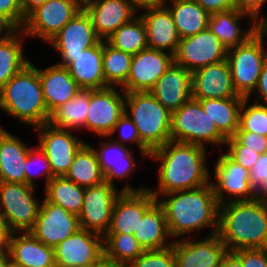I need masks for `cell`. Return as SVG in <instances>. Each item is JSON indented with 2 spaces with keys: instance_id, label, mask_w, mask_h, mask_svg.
<instances>
[{
  "instance_id": "cell-4",
  "label": "cell",
  "mask_w": 267,
  "mask_h": 267,
  "mask_svg": "<svg viewBox=\"0 0 267 267\" xmlns=\"http://www.w3.org/2000/svg\"><path fill=\"white\" fill-rule=\"evenodd\" d=\"M34 65L28 64L0 89V111L30 128L48 123L50 117Z\"/></svg>"
},
{
  "instance_id": "cell-31",
  "label": "cell",
  "mask_w": 267,
  "mask_h": 267,
  "mask_svg": "<svg viewBox=\"0 0 267 267\" xmlns=\"http://www.w3.org/2000/svg\"><path fill=\"white\" fill-rule=\"evenodd\" d=\"M133 235L145 251L173 245L164 210L157 201L144 213Z\"/></svg>"
},
{
  "instance_id": "cell-25",
  "label": "cell",
  "mask_w": 267,
  "mask_h": 267,
  "mask_svg": "<svg viewBox=\"0 0 267 267\" xmlns=\"http://www.w3.org/2000/svg\"><path fill=\"white\" fill-rule=\"evenodd\" d=\"M141 11L138 14L146 26L148 48L166 51L174 55L181 38L168 7L163 4Z\"/></svg>"
},
{
  "instance_id": "cell-30",
  "label": "cell",
  "mask_w": 267,
  "mask_h": 267,
  "mask_svg": "<svg viewBox=\"0 0 267 267\" xmlns=\"http://www.w3.org/2000/svg\"><path fill=\"white\" fill-rule=\"evenodd\" d=\"M0 126V182L25 184V163L30 146Z\"/></svg>"
},
{
  "instance_id": "cell-7",
  "label": "cell",
  "mask_w": 267,
  "mask_h": 267,
  "mask_svg": "<svg viewBox=\"0 0 267 267\" xmlns=\"http://www.w3.org/2000/svg\"><path fill=\"white\" fill-rule=\"evenodd\" d=\"M265 37L257 31L245 43L228 49L229 64L234 90L247 98L256 88L264 63L267 60Z\"/></svg>"
},
{
  "instance_id": "cell-16",
  "label": "cell",
  "mask_w": 267,
  "mask_h": 267,
  "mask_svg": "<svg viewBox=\"0 0 267 267\" xmlns=\"http://www.w3.org/2000/svg\"><path fill=\"white\" fill-rule=\"evenodd\" d=\"M194 239L195 236L173 242L175 267H221L227 247L217 233Z\"/></svg>"
},
{
  "instance_id": "cell-63",
  "label": "cell",
  "mask_w": 267,
  "mask_h": 267,
  "mask_svg": "<svg viewBox=\"0 0 267 267\" xmlns=\"http://www.w3.org/2000/svg\"><path fill=\"white\" fill-rule=\"evenodd\" d=\"M7 267H20V266H18V265H15V264H13L12 262H10L9 264H8V266Z\"/></svg>"
},
{
  "instance_id": "cell-38",
  "label": "cell",
  "mask_w": 267,
  "mask_h": 267,
  "mask_svg": "<svg viewBox=\"0 0 267 267\" xmlns=\"http://www.w3.org/2000/svg\"><path fill=\"white\" fill-rule=\"evenodd\" d=\"M106 41L113 47L134 55L148 47L145 23L138 14L116 30Z\"/></svg>"
},
{
  "instance_id": "cell-33",
  "label": "cell",
  "mask_w": 267,
  "mask_h": 267,
  "mask_svg": "<svg viewBox=\"0 0 267 267\" xmlns=\"http://www.w3.org/2000/svg\"><path fill=\"white\" fill-rule=\"evenodd\" d=\"M181 39L207 29L209 14L194 0H166Z\"/></svg>"
},
{
  "instance_id": "cell-14",
  "label": "cell",
  "mask_w": 267,
  "mask_h": 267,
  "mask_svg": "<svg viewBox=\"0 0 267 267\" xmlns=\"http://www.w3.org/2000/svg\"><path fill=\"white\" fill-rule=\"evenodd\" d=\"M121 91V92H119ZM125 112V92L117 87L91 89L86 130L100 137L109 136Z\"/></svg>"
},
{
  "instance_id": "cell-32",
  "label": "cell",
  "mask_w": 267,
  "mask_h": 267,
  "mask_svg": "<svg viewBox=\"0 0 267 267\" xmlns=\"http://www.w3.org/2000/svg\"><path fill=\"white\" fill-rule=\"evenodd\" d=\"M25 39L21 29H12L0 39V89L31 63L23 50Z\"/></svg>"
},
{
  "instance_id": "cell-34",
  "label": "cell",
  "mask_w": 267,
  "mask_h": 267,
  "mask_svg": "<svg viewBox=\"0 0 267 267\" xmlns=\"http://www.w3.org/2000/svg\"><path fill=\"white\" fill-rule=\"evenodd\" d=\"M91 89L81 88L76 95L55 109L48 123L56 128L69 131L86 130V117L89 110Z\"/></svg>"
},
{
  "instance_id": "cell-61",
  "label": "cell",
  "mask_w": 267,
  "mask_h": 267,
  "mask_svg": "<svg viewBox=\"0 0 267 267\" xmlns=\"http://www.w3.org/2000/svg\"><path fill=\"white\" fill-rule=\"evenodd\" d=\"M10 262L9 253H0V267H7Z\"/></svg>"
},
{
  "instance_id": "cell-60",
  "label": "cell",
  "mask_w": 267,
  "mask_h": 267,
  "mask_svg": "<svg viewBox=\"0 0 267 267\" xmlns=\"http://www.w3.org/2000/svg\"><path fill=\"white\" fill-rule=\"evenodd\" d=\"M11 30L12 29L3 20L0 19V39L3 38Z\"/></svg>"
},
{
  "instance_id": "cell-6",
  "label": "cell",
  "mask_w": 267,
  "mask_h": 267,
  "mask_svg": "<svg viewBox=\"0 0 267 267\" xmlns=\"http://www.w3.org/2000/svg\"><path fill=\"white\" fill-rule=\"evenodd\" d=\"M171 140L203 147L208 144L221 147L225 145L227 138L203 111L200 102L191 98L178 110L172 112Z\"/></svg>"
},
{
  "instance_id": "cell-10",
  "label": "cell",
  "mask_w": 267,
  "mask_h": 267,
  "mask_svg": "<svg viewBox=\"0 0 267 267\" xmlns=\"http://www.w3.org/2000/svg\"><path fill=\"white\" fill-rule=\"evenodd\" d=\"M81 9L83 6L78 0H49L26 17L21 30L26 37L47 43Z\"/></svg>"
},
{
  "instance_id": "cell-26",
  "label": "cell",
  "mask_w": 267,
  "mask_h": 267,
  "mask_svg": "<svg viewBox=\"0 0 267 267\" xmlns=\"http://www.w3.org/2000/svg\"><path fill=\"white\" fill-rule=\"evenodd\" d=\"M149 92L172 113L192 98L191 72L173 63Z\"/></svg>"
},
{
  "instance_id": "cell-37",
  "label": "cell",
  "mask_w": 267,
  "mask_h": 267,
  "mask_svg": "<svg viewBox=\"0 0 267 267\" xmlns=\"http://www.w3.org/2000/svg\"><path fill=\"white\" fill-rule=\"evenodd\" d=\"M44 188V199L46 201L62 206L72 214L79 215L85 188L80 187L64 176L53 177Z\"/></svg>"
},
{
  "instance_id": "cell-3",
  "label": "cell",
  "mask_w": 267,
  "mask_h": 267,
  "mask_svg": "<svg viewBox=\"0 0 267 267\" xmlns=\"http://www.w3.org/2000/svg\"><path fill=\"white\" fill-rule=\"evenodd\" d=\"M217 234L228 251L267 248V203L253 199L220 204Z\"/></svg>"
},
{
  "instance_id": "cell-29",
  "label": "cell",
  "mask_w": 267,
  "mask_h": 267,
  "mask_svg": "<svg viewBox=\"0 0 267 267\" xmlns=\"http://www.w3.org/2000/svg\"><path fill=\"white\" fill-rule=\"evenodd\" d=\"M245 17L251 22L248 23L249 29H243L240 23L246 19ZM207 28L228 50L245 43L258 31V24L249 15L239 12L236 9H232L211 14L208 19Z\"/></svg>"
},
{
  "instance_id": "cell-57",
  "label": "cell",
  "mask_w": 267,
  "mask_h": 267,
  "mask_svg": "<svg viewBox=\"0 0 267 267\" xmlns=\"http://www.w3.org/2000/svg\"><path fill=\"white\" fill-rule=\"evenodd\" d=\"M91 267H124L113 259L106 257L104 254Z\"/></svg>"
},
{
  "instance_id": "cell-15",
  "label": "cell",
  "mask_w": 267,
  "mask_h": 267,
  "mask_svg": "<svg viewBox=\"0 0 267 267\" xmlns=\"http://www.w3.org/2000/svg\"><path fill=\"white\" fill-rule=\"evenodd\" d=\"M33 228L29 231L45 245L55 248L60 242L81 229L79 218L62 206L41 199Z\"/></svg>"
},
{
  "instance_id": "cell-51",
  "label": "cell",
  "mask_w": 267,
  "mask_h": 267,
  "mask_svg": "<svg viewBox=\"0 0 267 267\" xmlns=\"http://www.w3.org/2000/svg\"><path fill=\"white\" fill-rule=\"evenodd\" d=\"M209 15L234 9L233 0H194Z\"/></svg>"
},
{
  "instance_id": "cell-43",
  "label": "cell",
  "mask_w": 267,
  "mask_h": 267,
  "mask_svg": "<svg viewBox=\"0 0 267 267\" xmlns=\"http://www.w3.org/2000/svg\"><path fill=\"white\" fill-rule=\"evenodd\" d=\"M116 132L119 133L118 140L113 138V135ZM108 137L123 146H127L125 142L129 145L130 143H133L134 145L136 144V148L138 147L137 150H139V154L140 156H142L143 159L144 157L145 159H148L150 157L151 151L141 142L136 125L125 112L116 122L111 134Z\"/></svg>"
},
{
  "instance_id": "cell-45",
  "label": "cell",
  "mask_w": 267,
  "mask_h": 267,
  "mask_svg": "<svg viewBox=\"0 0 267 267\" xmlns=\"http://www.w3.org/2000/svg\"><path fill=\"white\" fill-rule=\"evenodd\" d=\"M224 146L228 148L225 154L232 161L249 171L260 157V154H258L256 150L245 149V146L241 145L234 137L228 138Z\"/></svg>"
},
{
  "instance_id": "cell-52",
  "label": "cell",
  "mask_w": 267,
  "mask_h": 267,
  "mask_svg": "<svg viewBox=\"0 0 267 267\" xmlns=\"http://www.w3.org/2000/svg\"><path fill=\"white\" fill-rule=\"evenodd\" d=\"M253 95H258L255 102L267 104V60L263 65L255 90L247 98H252Z\"/></svg>"
},
{
  "instance_id": "cell-28",
  "label": "cell",
  "mask_w": 267,
  "mask_h": 267,
  "mask_svg": "<svg viewBox=\"0 0 267 267\" xmlns=\"http://www.w3.org/2000/svg\"><path fill=\"white\" fill-rule=\"evenodd\" d=\"M38 75L49 114L72 99L81 89L67 67L56 63L45 69L38 68Z\"/></svg>"
},
{
  "instance_id": "cell-49",
  "label": "cell",
  "mask_w": 267,
  "mask_h": 267,
  "mask_svg": "<svg viewBox=\"0 0 267 267\" xmlns=\"http://www.w3.org/2000/svg\"><path fill=\"white\" fill-rule=\"evenodd\" d=\"M267 0H233L234 9L249 15L257 24L265 17L261 10Z\"/></svg>"
},
{
  "instance_id": "cell-8",
  "label": "cell",
  "mask_w": 267,
  "mask_h": 267,
  "mask_svg": "<svg viewBox=\"0 0 267 267\" xmlns=\"http://www.w3.org/2000/svg\"><path fill=\"white\" fill-rule=\"evenodd\" d=\"M148 187L134 188L129 183L120 190L107 182L85 188L83 204L78 215L81 229L104 236L109 228L114 204L122 192H138Z\"/></svg>"
},
{
  "instance_id": "cell-53",
  "label": "cell",
  "mask_w": 267,
  "mask_h": 267,
  "mask_svg": "<svg viewBox=\"0 0 267 267\" xmlns=\"http://www.w3.org/2000/svg\"><path fill=\"white\" fill-rule=\"evenodd\" d=\"M11 233L4 218L0 215V253H9L8 245Z\"/></svg>"
},
{
  "instance_id": "cell-56",
  "label": "cell",
  "mask_w": 267,
  "mask_h": 267,
  "mask_svg": "<svg viewBox=\"0 0 267 267\" xmlns=\"http://www.w3.org/2000/svg\"><path fill=\"white\" fill-rule=\"evenodd\" d=\"M221 267H242L241 259L233 251H228L223 257Z\"/></svg>"
},
{
  "instance_id": "cell-13",
  "label": "cell",
  "mask_w": 267,
  "mask_h": 267,
  "mask_svg": "<svg viewBox=\"0 0 267 267\" xmlns=\"http://www.w3.org/2000/svg\"><path fill=\"white\" fill-rule=\"evenodd\" d=\"M212 167L215 181L210 182L219 204L255 199L248 169L232 161L225 152L220 154Z\"/></svg>"
},
{
  "instance_id": "cell-17",
  "label": "cell",
  "mask_w": 267,
  "mask_h": 267,
  "mask_svg": "<svg viewBox=\"0 0 267 267\" xmlns=\"http://www.w3.org/2000/svg\"><path fill=\"white\" fill-rule=\"evenodd\" d=\"M173 63L172 53L147 47L133 55L129 76L121 89L124 92L150 91Z\"/></svg>"
},
{
  "instance_id": "cell-19",
  "label": "cell",
  "mask_w": 267,
  "mask_h": 267,
  "mask_svg": "<svg viewBox=\"0 0 267 267\" xmlns=\"http://www.w3.org/2000/svg\"><path fill=\"white\" fill-rule=\"evenodd\" d=\"M100 40L89 14L83 8L47 44H50L60 57H75Z\"/></svg>"
},
{
  "instance_id": "cell-39",
  "label": "cell",
  "mask_w": 267,
  "mask_h": 267,
  "mask_svg": "<svg viewBox=\"0 0 267 267\" xmlns=\"http://www.w3.org/2000/svg\"><path fill=\"white\" fill-rule=\"evenodd\" d=\"M104 255L128 267L145 250L133 234L106 233L103 236Z\"/></svg>"
},
{
  "instance_id": "cell-44",
  "label": "cell",
  "mask_w": 267,
  "mask_h": 267,
  "mask_svg": "<svg viewBox=\"0 0 267 267\" xmlns=\"http://www.w3.org/2000/svg\"><path fill=\"white\" fill-rule=\"evenodd\" d=\"M128 267H175L173 245L163 249L144 251Z\"/></svg>"
},
{
  "instance_id": "cell-55",
  "label": "cell",
  "mask_w": 267,
  "mask_h": 267,
  "mask_svg": "<svg viewBox=\"0 0 267 267\" xmlns=\"http://www.w3.org/2000/svg\"><path fill=\"white\" fill-rule=\"evenodd\" d=\"M47 1L49 0H21L23 15L27 17L33 10L43 5Z\"/></svg>"
},
{
  "instance_id": "cell-40",
  "label": "cell",
  "mask_w": 267,
  "mask_h": 267,
  "mask_svg": "<svg viewBox=\"0 0 267 267\" xmlns=\"http://www.w3.org/2000/svg\"><path fill=\"white\" fill-rule=\"evenodd\" d=\"M133 55L123 52L103 40V73L110 87H122L129 76Z\"/></svg>"
},
{
  "instance_id": "cell-36",
  "label": "cell",
  "mask_w": 267,
  "mask_h": 267,
  "mask_svg": "<svg viewBox=\"0 0 267 267\" xmlns=\"http://www.w3.org/2000/svg\"><path fill=\"white\" fill-rule=\"evenodd\" d=\"M64 177L83 188L104 182V175L90 143L86 141L76 152L74 161Z\"/></svg>"
},
{
  "instance_id": "cell-1",
  "label": "cell",
  "mask_w": 267,
  "mask_h": 267,
  "mask_svg": "<svg viewBox=\"0 0 267 267\" xmlns=\"http://www.w3.org/2000/svg\"><path fill=\"white\" fill-rule=\"evenodd\" d=\"M207 147L168 141L150 153V159L160 163L156 170L157 188L148 187L158 199L162 194L191 190L209 184L212 176L207 161Z\"/></svg>"
},
{
  "instance_id": "cell-23",
  "label": "cell",
  "mask_w": 267,
  "mask_h": 267,
  "mask_svg": "<svg viewBox=\"0 0 267 267\" xmlns=\"http://www.w3.org/2000/svg\"><path fill=\"white\" fill-rule=\"evenodd\" d=\"M109 139L108 136H102L98 147H92L104 175V182L117 187L114 180L122 181L132 178V173L137 171L138 163L136 162L138 161L134 158L130 147Z\"/></svg>"
},
{
  "instance_id": "cell-27",
  "label": "cell",
  "mask_w": 267,
  "mask_h": 267,
  "mask_svg": "<svg viewBox=\"0 0 267 267\" xmlns=\"http://www.w3.org/2000/svg\"><path fill=\"white\" fill-rule=\"evenodd\" d=\"M8 251L10 261L20 267L56 266L54 248L45 245L30 232H12Z\"/></svg>"
},
{
  "instance_id": "cell-24",
  "label": "cell",
  "mask_w": 267,
  "mask_h": 267,
  "mask_svg": "<svg viewBox=\"0 0 267 267\" xmlns=\"http://www.w3.org/2000/svg\"><path fill=\"white\" fill-rule=\"evenodd\" d=\"M89 14L96 35L108 39L122 25L138 15L126 0H93L83 6Z\"/></svg>"
},
{
  "instance_id": "cell-2",
  "label": "cell",
  "mask_w": 267,
  "mask_h": 267,
  "mask_svg": "<svg viewBox=\"0 0 267 267\" xmlns=\"http://www.w3.org/2000/svg\"><path fill=\"white\" fill-rule=\"evenodd\" d=\"M157 202L164 210L174 241L182 239V236H193L194 231L199 233L198 230L206 228L211 229L208 235L218 232L220 204L211 182L196 189L162 194Z\"/></svg>"
},
{
  "instance_id": "cell-9",
  "label": "cell",
  "mask_w": 267,
  "mask_h": 267,
  "mask_svg": "<svg viewBox=\"0 0 267 267\" xmlns=\"http://www.w3.org/2000/svg\"><path fill=\"white\" fill-rule=\"evenodd\" d=\"M34 187L16 182H0V215L11 232H29L37 219L41 202Z\"/></svg>"
},
{
  "instance_id": "cell-59",
  "label": "cell",
  "mask_w": 267,
  "mask_h": 267,
  "mask_svg": "<svg viewBox=\"0 0 267 267\" xmlns=\"http://www.w3.org/2000/svg\"><path fill=\"white\" fill-rule=\"evenodd\" d=\"M258 31L267 39V18L264 17L259 23H258Z\"/></svg>"
},
{
  "instance_id": "cell-35",
  "label": "cell",
  "mask_w": 267,
  "mask_h": 267,
  "mask_svg": "<svg viewBox=\"0 0 267 267\" xmlns=\"http://www.w3.org/2000/svg\"><path fill=\"white\" fill-rule=\"evenodd\" d=\"M245 97L225 99H195L203 111L215 122L218 130L228 139L239 128L240 107Z\"/></svg>"
},
{
  "instance_id": "cell-47",
  "label": "cell",
  "mask_w": 267,
  "mask_h": 267,
  "mask_svg": "<svg viewBox=\"0 0 267 267\" xmlns=\"http://www.w3.org/2000/svg\"><path fill=\"white\" fill-rule=\"evenodd\" d=\"M245 149L256 150L258 154L267 152V137L249 131H236L233 136Z\"/></svg>"
},
{
  "instance_id": "cell-58",
  "label": "cell",
  "mask_w": 267,
  "mask_h": 267,
  "mask_svg": "<svg viewBox=\"0 0 267 267\" xmlns=\"http://www.w3.org/2000/svg\"><path fill=\"white\" fill-rule=\"evenodd\" d=\"M255 199L267 203V178L255 190Z\"/></svg>"
},
{
  "instance_id": "cell-22",
  "label": "cell",
  "mask_w": 267,
  "mask_h": 267,
  "mask_svg": "<svg viewBox=\"0 0 267 267\" xmlns=\"http://www.w3.org/2000/svg\"><path fill=\"white\" fill-rule=\"evenodd\" d=\"M103 40L83 50L75 57H61L56 63L67 67L71 77L80 88L104 89L110 87L103 73Z\"/></svg>"
},
{
  "instance_id": "cell-18",
  "label": "cell",
  "mask_w": 267,
  "mask_h": 267,
  "mask_svg": "<svg viewBox=\"0 0 267 267\" xmlns=\"http://www.w3.org/2000/svg\"><path fill=\"white\" fill-rule=\"evenodd\" d=\"M103 254V236L85 229H79L54 248L58 267H91Z\"/></svg>"
},
{
  "instance_id": "cell-50",
  "label": "cell",
  "mask_w": 267,
  "mask_h": 267,
  "mask_svg": "<svg viewBox=\"0 0 267 267\" xmlns=\"http://www.w3.org/2000/svg\"><path fill=\"white\" fill-rule=\"evenodd\" d=\"M267 178V152L260 154V157L255 162L250 170V183L254 190Z\"/></svg>"
},
{
  "instance_id": "cell-20",
  "label": "cell",
  "mask_w": 267,
  "mask_h": 267,
  "mask_svg": "<svg viewBox=\"0 0 267 267\" xmlns=\"http://www.w3.org/2000/svg\"><path fill=\"white\" fill-rule=\"evenodd\" d=\"M157 201L149 189L122 192L113 208L106 233L134 234L144 213Z\"/></svg>"
},
{
  "instance_id": "cell-5",
  "label": "cell",
  "mask_w": 267,
  "mask_h": 267,
  "mask_svg": "<svg viewBox=\"0 0 267 267\" xmlns=\"http://www.w3.org/2000/svg\"><path fill=\"white\" fill-rule=\"evenodd\" d=\"M125 113L152 152L171 140L172 113L149 92H125Z\"/></svg>"
},
{
  "instance_id": "cell-12",
  "label": "cell",
  "mask_w": 267,
  "mask_h": 267,
  "mask_svg": "<svg viewBox=\"0 0 267 267\" xmlns=\"http://www.w3.org/2000/svg\"><path fill=\"white\" fill-rule=\"evenodd\" d=\"M227 48L207 28L196 35L180 39L174 63L193 72L227 58Z\"/></svg>"
},
{
  "instance_id": "cell-41",
  "label": "cell",
  "mask_w": 267,
  "mask_h": 267,
  "mask_svg": "<svg viewBox=\"0 0 267 267\" xmlns=\"http://www.w3.org/2000/svg\"><path fill=\"white\" fill-rule=\"evenodd\" d=\"M244 98L239 113V128L237 131H249L267 135V104L253 102ZM251 105H248V104Z\"/></svg>"
},
{
  "instance_id": "cell-54",
  "label": "cell",
  "mask_w": 267,
  "mask_h": 267,
  "mask_svg": "<svg viewBox=\"0 0 267 267\" xmlns=\"http://www.w3.org/2000/svg\"><path fill=\"white\" fill-rule=\"evenodd\" d=\"M137 12L141 10L163 5L166 0H126Z\"/></svg>"
},
{
  "instance_id": "cell-48",
  "label": "cell",
  "mask_w": 267,
  "mask_h": 267,
  "mask_svg": "<svg viewBox=\"0 0 267 267\" xmlns=\"http://www.w3.org/2000/svg\"><path fill=\"white\" fill-rule=\"evenodd\" d=\"M233 252L241 259L242 267H267V248L240 249Z\"/></svg>"
},
{
  "instance_id": "cell-21",
  "label": "cell",
  "mask_w": 267,
  "mask_h": 267,
  "mask_svg": "<svg viewBox=\"0 0 267 267\" xmlns=\"http://www.w3.org/2000/svg\"><path fill=\"white\" fill-rule=\"evenodd\" d=\"M192 99L243 97L237 94L227 60L191 72Z\"/></svg>"
},
{
  "instance_id": "cell-46",
  "label": "cell",
  "mask_w": 267,
  "mask_h": 267,
  "mask_svg": "<svg viewBox=\"0 0 267 267\" xmlns=\"http://www.w3.org/2000/svg\"><path fill=\"white\" fill-rule=\"evenodd\" d=\"M0 19L11 29H22L26 17L22 12L21 0H0Z\"/></svg>"
},
{
  "instance_id": "cell-62",
  "label": "cell",
  "mask_w": 267,
  "mask_h": 267,
  "mask_svg": "<svg viewBox=\"0 0 267 267\" xmlns=\"http://www.w3.org/2000/svg\"><path fill=\"white\" fill-rule=\"evenodd\" d=\"M80 2V4L82 6H85L86 4H88L89 2L93 1V0H78Z\"/></svg>"
},
{
  "instance_id": "cell-42",
  "label": "cell",
  "mask_w": 267,
  "mask_h": 267,
  "mask_svg": "<svg viewBox=\"0 0 267 267\" xmlns=\"http://www.w3.org/2000/svg\"><path fill=\"white\" fill-rule=\"evenodd\" d=\"M38 176H41L43 179H45V187L54 177L48 157L37 145V147L31 146L27 155L25 163V184L35 188L36 184L34 183V180Z\"/></svg>"
},
{
  "instance_id": "cell-11",
  "label": "cell",
  "mask_w": 267,
  "mask_h": 267,
  "mask_svg": "<svg viewBox=\"0 0 267 267\" xmlns=\"http://www.w3.org/2000/svg\"><path fill=\"white\" fill-rule=\"evenodd\" d=\"M34 131L38 133V146L48 157L53 176H65L85 141L74 136L72 131L56 128L49 123L35 127Z\"/></svg>"
}]
</instances>
